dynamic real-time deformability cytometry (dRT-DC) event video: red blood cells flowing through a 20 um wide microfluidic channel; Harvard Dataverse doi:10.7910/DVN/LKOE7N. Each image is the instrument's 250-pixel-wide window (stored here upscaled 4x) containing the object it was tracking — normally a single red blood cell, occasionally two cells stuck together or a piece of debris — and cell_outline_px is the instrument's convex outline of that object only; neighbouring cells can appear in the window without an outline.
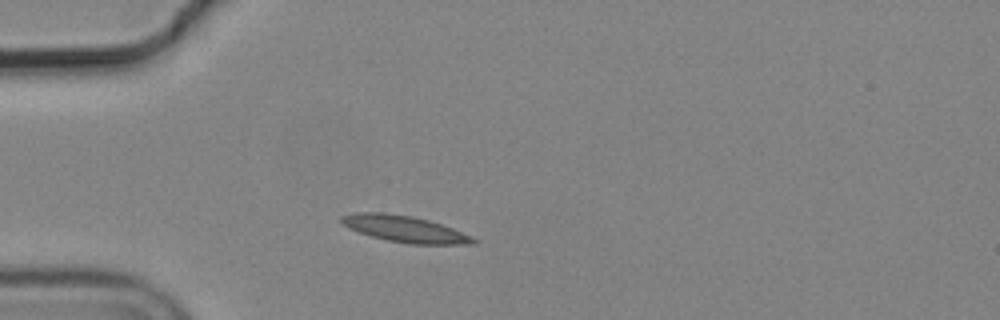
{"species": "common noctule bat (a hibernating species)", "species_latin": "Nyctalus noctula", "temperature_condition": "cold", "stored_images_in_passage": 2, "camera_frame_rate_fps": 3000, "um_per_image_px": 0.085, "animal": {"sex": "male", "body_mass_g": 19.2, "forearm_length_mm": 51.8}, "frame": {"image": 1, "passage_image": 1, "time_ms": 0.0, "image_size_px": [1000, 320], "cell_outline_px": [[480, 240], [476, 244], [412, 244], [388, 240], [372, 236], [348, 228], [340, 220], [340, 216], [356, 212], [384, 212], [412, 216], [428, 220], [452, 228], [472, 236]], "centroid_in_image_um": [34.43, 19.46], "position_along_channel_um": 50.6, "area_um2": 20.23}}